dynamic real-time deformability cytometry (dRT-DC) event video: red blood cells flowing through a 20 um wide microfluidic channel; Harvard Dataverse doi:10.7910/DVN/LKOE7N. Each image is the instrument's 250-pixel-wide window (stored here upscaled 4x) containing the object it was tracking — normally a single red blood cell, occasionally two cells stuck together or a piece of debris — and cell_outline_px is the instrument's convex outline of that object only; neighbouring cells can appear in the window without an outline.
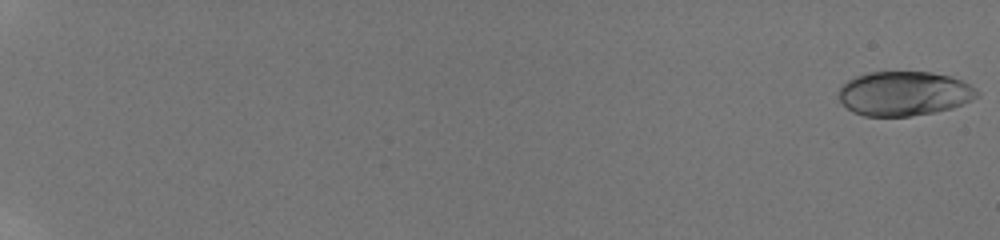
{"species": "human", "species_latin": "Homo sapiens", "temperature_condition": "room temperature", "stored_images_in_passage": 69, "camera_frame_rate_fps": 3000, "um_per_image_px": 0.085, "donor": {"sex": "male"}, "frame": {"image": 1, "passage_image": 1, "time_ms": 0.0, "image_size_px": [1000, 240], "cell_outline_px": [[980, 96], [972, 100], [952, 108], [936, 112], [908, 116], [864, 116], [852, 112], [836, 96], [836, 92], [848, 80], [856, 76], [868, 72], [932, 72], [948, 76], [960, 80], [976, 88], [980, 92]], "centroid_in_image_um": [76.84, 7.95], "position_along_channel_um": 8.2, "area_um2": 35.95}}
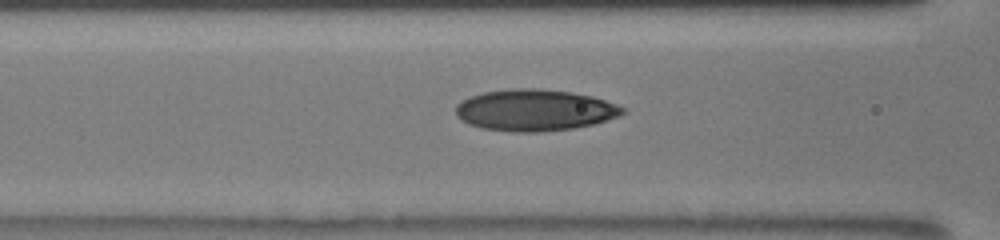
{"frame": {"image": 2, "passage_image": 34, "time_ms": 9.333, "image_size_px": [1000, 240], "cell_outline_px": [[624, 112], [620, 116], [592, 124], [572, 128], [540, 132], [516, 132], [480, 128], [468, 124], [456, 116], [456, 104], [472, 96], [484, 92], [512, 88], [536, 88], [568, 92], [592, 96], [616, 104], [624, 108]], "centroid_in_image_um": [45.42, 9.37], "position_along_channel_um": 121.2, "area_um2": 40.11}}
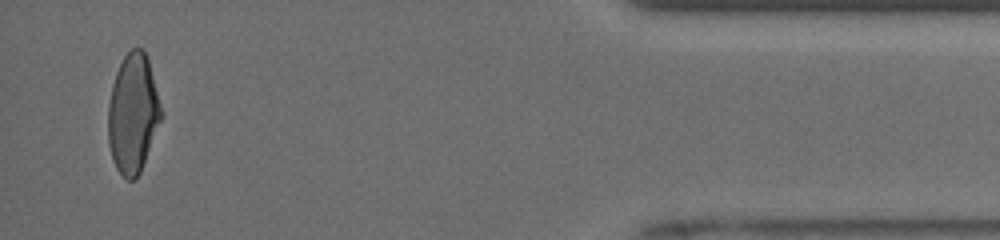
{"frame": {"image": 3, "passage_image": 68, "time_ms": 18.333, "image_size_px": [1000, 240], "cell_outline_px": [[164, 116], [140, 172], [132, 180], [128, 180], [116, 168], [112, 160], [108, 144], [108, 104], [112, 84], [116, 72], [124, 56], [132, 48], [144, 48], [148, 60], [164, 112]], "centroid_in_image_um": [11.32, 9.64], "position_along_channel_um": 423.9, "area_um2": 37.22}, "authors_computed_cell_mechanics": {"area_um2": 37.3966, "velocity_mm_per_s": 3.9448, "shape_relaxation_time_tau1_ms": 5.476, "shape_relaxation_time_tau2_ms": 1.3337, "deformation_change_tau1": 0.1903, "deformation_change_tau2": 0.0703}}